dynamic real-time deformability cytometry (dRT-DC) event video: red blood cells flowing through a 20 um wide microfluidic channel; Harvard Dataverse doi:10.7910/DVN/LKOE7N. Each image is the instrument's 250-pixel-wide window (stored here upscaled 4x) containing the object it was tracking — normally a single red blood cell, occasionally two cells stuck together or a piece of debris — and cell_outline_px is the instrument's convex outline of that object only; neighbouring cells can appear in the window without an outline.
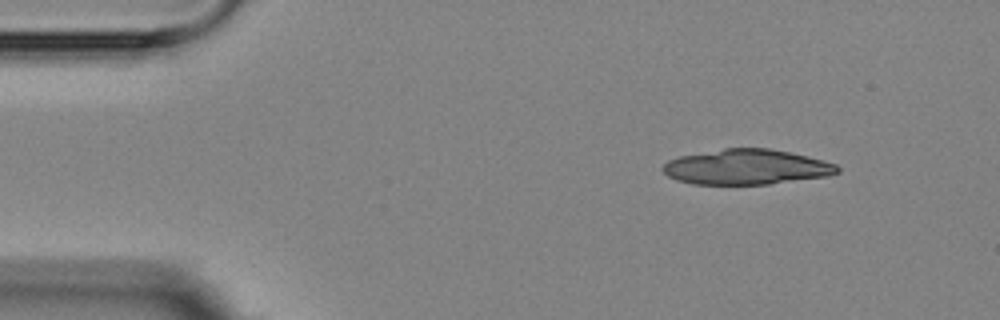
{"species": "Egyptian fruit bat (a non-hibernating species)", "species_latin": "Rousettus aegyptiacus", "temperature_condition": "room temperature", "stored_images_in_passage": 2, "camera_frame_rate_fps": 3000, "um_per_image_px": 0.085, "animal": {"sex": "female"}, "frame": {"image": 1, "passage_image": 2, "time_ms": 2.667, "image_size_px": [1000, 320], "cell_outline_px": [[840, 172], [828, 176], [768, 184], [692, 184], [676, 180], [668, 176], [660, 168], [668, 160], [680, 156], [724, 148], [768, 148], [808, 156], [836, 164], [840, 168]], "centroid_in_image_um": [63.44, 14.2], "position_along_channel_um": 21.6, "area_um2": 35.78}}